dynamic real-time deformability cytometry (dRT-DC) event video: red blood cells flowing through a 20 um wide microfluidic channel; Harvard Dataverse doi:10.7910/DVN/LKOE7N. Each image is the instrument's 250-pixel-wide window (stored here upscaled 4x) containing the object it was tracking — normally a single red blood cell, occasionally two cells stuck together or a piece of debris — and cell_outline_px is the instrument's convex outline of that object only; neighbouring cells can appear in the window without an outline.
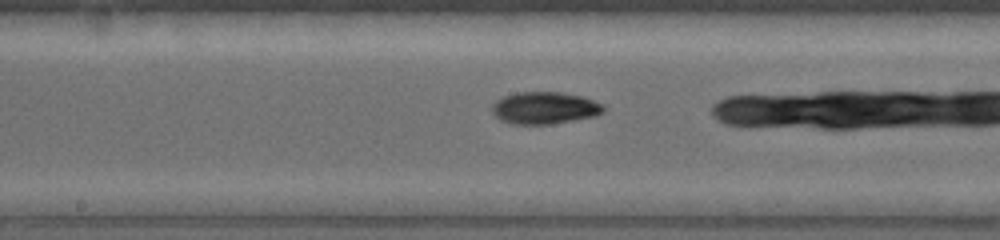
{"species": "common noctule bat (a hibernating species)", "species_latin": "Nyctalus noctula", "temperature_condition": "warm", "stored_images_in_passage": 9, "camera_frame_rate_fps": 5000, "um_per_image_px": 0.085, "animal": {"sex": "female", "body_mass_g": 19.0, "forearm_length_mm": 53.3}, "frame": {"image": 1, "passage_image": 7, "time_ms": 2.0, "image_size_px": [1000, 240], "cell_outline_px": [[604, 112], [596, 116], [552, 124], [512, 124], [500, 120], [492, 112], [492, 104], [496, 100], [504, 96], [516, 92], [560, 92], [584, 96], [604, 104]], "centroid_in_image_um": [46.31, 9.17], "position_along_channel_um": 201.9, "area_um2": 21.1}}